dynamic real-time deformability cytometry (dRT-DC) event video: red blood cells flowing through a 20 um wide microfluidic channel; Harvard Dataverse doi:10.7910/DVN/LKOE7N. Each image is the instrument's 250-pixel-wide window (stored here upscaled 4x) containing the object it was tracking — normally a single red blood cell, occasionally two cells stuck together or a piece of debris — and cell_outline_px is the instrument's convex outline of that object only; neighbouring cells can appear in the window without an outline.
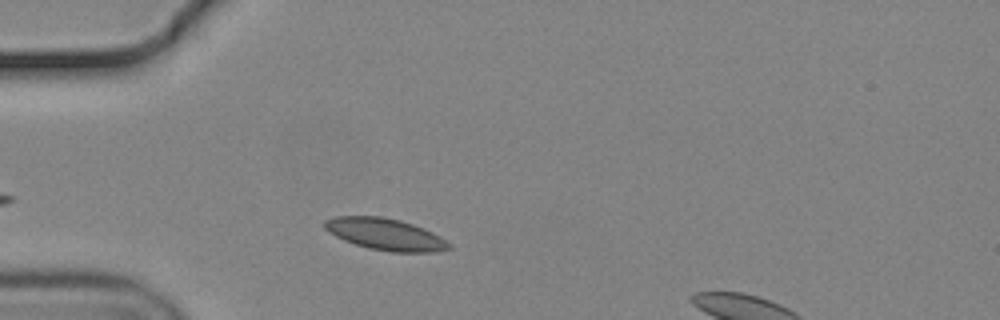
{"species": "common noctule bat (a hibernating species)", "species_latin": "Nyctalus noctula", "temperature_condition": "cold", "stored_images_in_passage": 37, "camera_frame_rate_fps": 3000, "um_per_image_px": 0.085, "animal": {"sex": "male", "body_mass_g": 19.2, "forearm_length_mm": 51.8}, "frame": {"image": 1, "passage_image": 6, "time_ms": 1.667, "image_size_px": [1000, 320], "cell_outline_px": [[452, 248], [436, 252], [392, 252], [368, 248], [344, 240], [328, 232], [324, 228], [324, 220], [336, 216], [380, 216], [400, 220], [412, 224], [432, 232], [440, 236], [452, 244]], "centroid_in_image_um": [32.76, 19.91], "position_along_channel_um": 52.2, "area_um2": 23.0}}
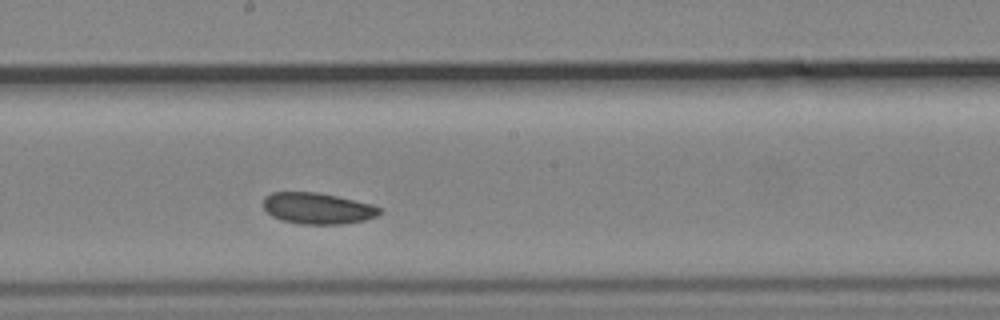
{"frame": {"image": 2, "passage_image": 21, "time_ms": 6.667, "image_size_px": [1000, 320], "cell_outline_px": [[380, 212], [376, 216], [364, 220], [340, 224], [300, 224], [284, 220], [272, 216], [264, 208], [264, 196], [272, 192], [316, 192], [336, 196], [372, 204], [380, 208]], "centroid_in_image_um": [26.98, 17.7], "position_along_channel_um": 221.2, "area_um2": 20.92}}
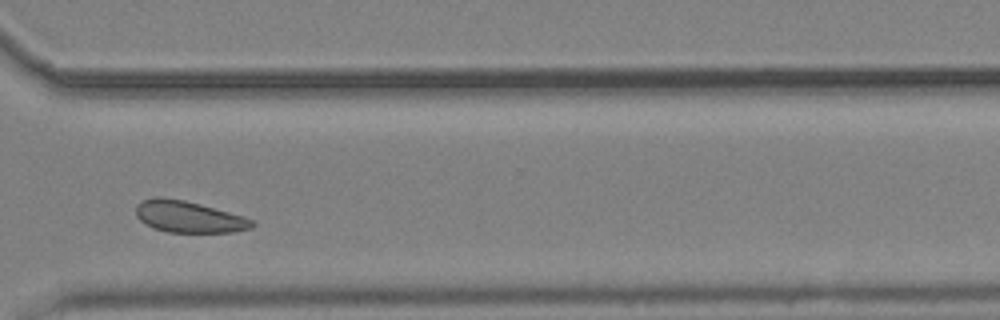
{"frame": {"image": 3, "passage_image": 32, "time_ms": 10.333, "image_size_px": [1000, 320], "cell_outline_px": [[256, 224], [252, 228], [232, 232], [168, 232], [144, 224], [136, 216], [136, 204], [144, 200], [156, 196], [160, 196], [184, 200], [200, 204], [244, 216], [252, 220]], "centroid_in_image_um": [16.03, 18.42], "position_along_channel_um": 354.6, "area_um2": 21.33}, "authors_computed_cell_mechanics": {"area_um2": 21.5594, "velocity_mm_per_s": 3.6386, "shape_relaxation_time_tau1_ms": null, "shape_relaxation_time_tau2_ms": 6.0871, "deformation_change_tau1": null, "deformation_change_tau2": 0.0785}}